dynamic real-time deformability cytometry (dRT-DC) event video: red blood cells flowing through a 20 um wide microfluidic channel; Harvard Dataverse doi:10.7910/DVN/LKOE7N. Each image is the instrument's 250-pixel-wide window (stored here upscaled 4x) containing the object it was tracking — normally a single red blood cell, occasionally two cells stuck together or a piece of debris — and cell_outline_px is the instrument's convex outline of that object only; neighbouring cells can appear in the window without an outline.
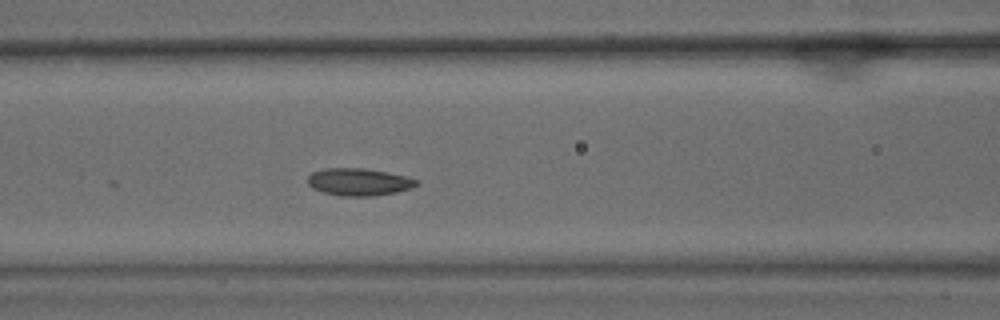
{"species": "common noctule bat (a hibernating species)", "species_latin": "Nyctalus noctula", "temperature_condition": "warm", "stored_images_in_passage": 28, "camera_frame_rate_fps": 3000, "um_per_image_px": 0.085, "animal": {"sex": "male", "body_mass_g": 15.6}, "frame": {"image": 1, "passage_image": 20, "time_ms": 6.333, "image_size_px": [1000, 320], "cell_outline_px": [[420, 184], [412, 188], [396, 192], [372, 196], [344, 196], [324, 192], [312, 188], [308, 184], [308, 176], [312, 172], [324, 168], [360, 168], [388, 172], [408, 176], [420, 180]], "centroid_in_image_um": [30.55, 15.46], "position_along_channel_um": 136.0, "area_um2": 17.46}}
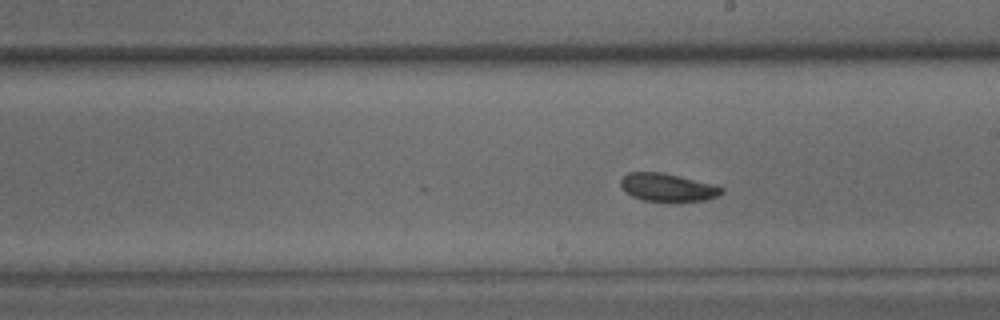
{"frame": {"image": 2, "passage_image": 28, "time_ms": 9.0, "image_size_px": [1000, 320], "cell_outline_px": [[724, 192], [716, 196], [704, 200], [644, 200], [632, 196], [620, 184], [620, 180], [628, 172], [660, 172], [712, 184], [724, 188]], "centroid_in_image_um": [56.73, 15.91], "position_along_channel_um": 232.3, "area_um2": 15.78}}